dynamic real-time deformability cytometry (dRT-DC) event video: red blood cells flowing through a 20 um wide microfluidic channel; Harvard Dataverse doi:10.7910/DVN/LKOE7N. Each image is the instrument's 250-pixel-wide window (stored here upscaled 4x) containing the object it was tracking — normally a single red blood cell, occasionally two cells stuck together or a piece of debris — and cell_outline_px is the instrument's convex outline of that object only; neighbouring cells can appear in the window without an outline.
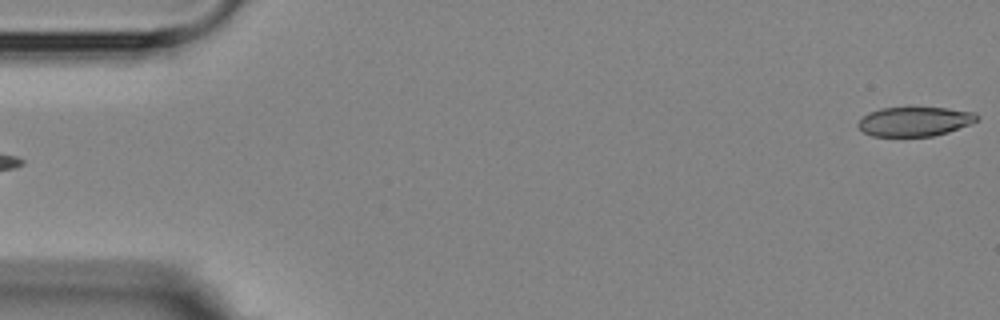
{"species": "Egyptian fruit bat (a non-hibernating species)", "species_latin": "Rousettus aegyptiacus", "temperature_condition": "room temperature", "stored_images_in_passage": 4, "segment_of_instrument_passage": [2, 2], "camera_frame_rate_fps": 3000, "um_per_image_px": 0.085, "animal": {"sex": "female"}, "frame": {"image": 1, "passage_image": 4, "time_ms": 3.333, "image_size_px": [1000, 320], "cell_outline_px": [[980, 120], [972, 124], [948, 132], [932, 136], [872, 136], [864, 132], [856, 124], [868, 112], [880, 108], [948, 108], [976, 112], [980, 116]], "centroid_in_image_um": [77.81, 10.32], "position_along_channel_um": 7.2, "area_um2": 20.46}}